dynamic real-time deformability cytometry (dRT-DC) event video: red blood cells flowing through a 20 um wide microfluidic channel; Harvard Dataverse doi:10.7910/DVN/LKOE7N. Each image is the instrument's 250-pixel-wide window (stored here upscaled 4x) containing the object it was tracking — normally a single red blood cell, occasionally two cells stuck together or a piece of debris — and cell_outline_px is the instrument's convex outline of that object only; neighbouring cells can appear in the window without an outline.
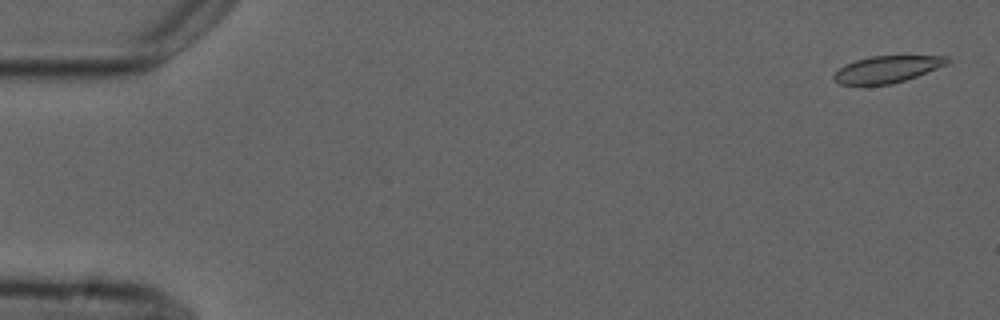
{"species": "common noctule bat (a hibernating species)", "species_latin": "Nyctalus noctula", "temperature_condition": "cold", "stored_images_in_passage": 4, "camera_frame_rate_fps": 3000, "um_per_image_px": 0.085, "animal": {"sex": "male", "forearm_length_mm": 52.5}, "frame": {"image": 1, "passage_image": 1, "time_ms": 0.0, "image_size_px": [1000, 320], "cell_outline_px": [[952, 60], [948, 64], [916, 76], [892, 84], [840, 84], [832, 80], [832, 76], [844, 64], [856, 60], [872, 56], [948, 56]], "centroid_in_image_um": [75.41, 5.88], "position_along_channel_um": 9.6, "area_um2": 17.57}}
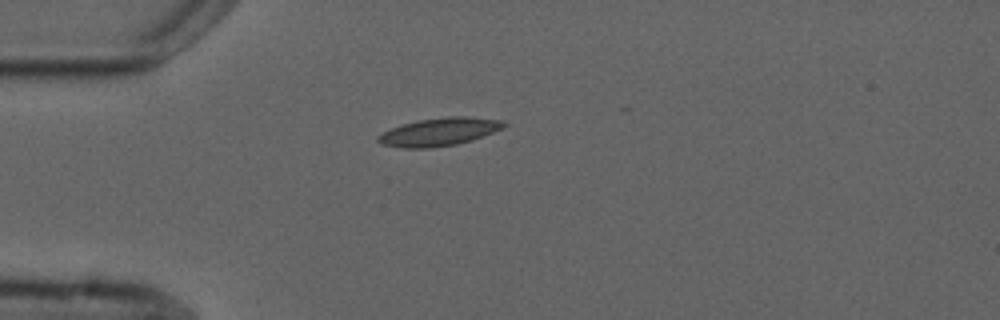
{"frame": {"image": 2, "passage_image": 4, "time_ms": 4.333, "image_size_px": [1000, 320], "cell_outline_px": [[508, 124], [504, 128], [484, 136], [472, 140], [456, 144], [432, 148], [400, 148], [380, 144], [376, 140], [376, 136], [400, 124], [416, 120], [448, 116], [468, 116], [504, 120]], "centroid_in_image_um": [37.34, 11.2], "position_along_channel_um": 47.7, "area_um2": 20.92}}